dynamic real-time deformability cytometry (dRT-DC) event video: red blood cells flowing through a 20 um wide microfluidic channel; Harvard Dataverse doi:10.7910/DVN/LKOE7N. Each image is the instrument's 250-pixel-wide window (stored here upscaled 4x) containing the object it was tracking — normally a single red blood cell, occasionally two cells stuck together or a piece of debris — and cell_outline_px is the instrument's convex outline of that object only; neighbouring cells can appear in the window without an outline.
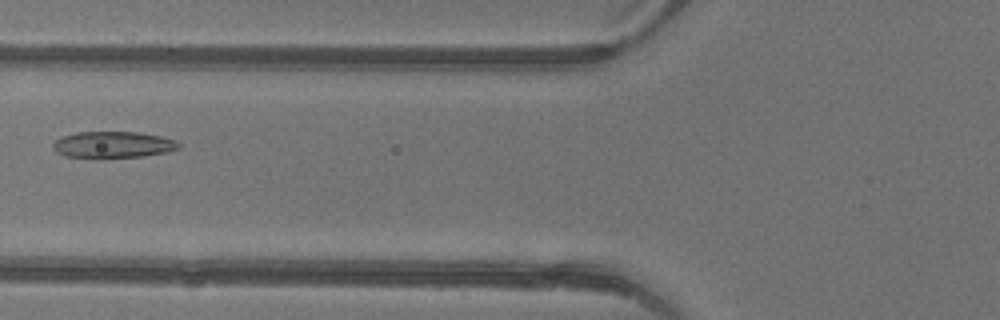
{"species": "common noctule bat (a hibernating species)", "species_latin": "Nyctalus noctula", "temperature_condition": "warm", "stored_images_in_passage": 3, "camera_frame_rate_fps": 3000, "um_per_image_px": 0.085, "animal": {"sex": "female"}, "frame": {"image": 1, "passage_image": 3, "time_ms": 0.667, "image_size_px": [1000, 320], "cell_outline_px": [[180, 148], [168, 152], [140, 156], [96, 160], [64, 156], [56, 152], [52, 148], [52, 144], [60, 136], [76, 132], [140, 132], [160, 136], [176, 140], [180, 144]], "centroid_in_image_um": [9.55, 12.33], "position_along_channel_um": 116.3, "area_um2": 20.11}}